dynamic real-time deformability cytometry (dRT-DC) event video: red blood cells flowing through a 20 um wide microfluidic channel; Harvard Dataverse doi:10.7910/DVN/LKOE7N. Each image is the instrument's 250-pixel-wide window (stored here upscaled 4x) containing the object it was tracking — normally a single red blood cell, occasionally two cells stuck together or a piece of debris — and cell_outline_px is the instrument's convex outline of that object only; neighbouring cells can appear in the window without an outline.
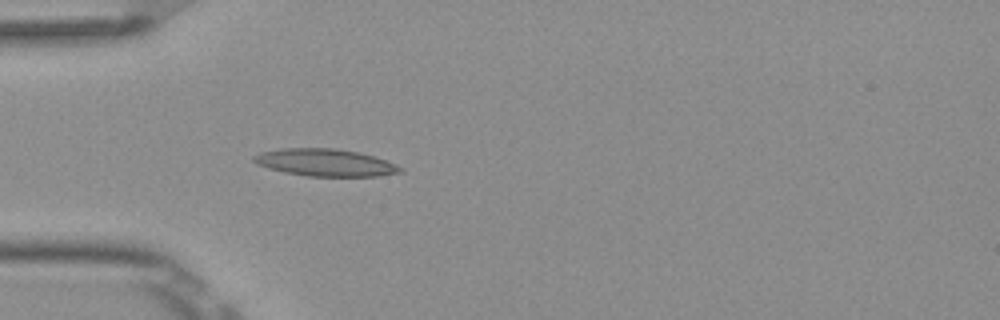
{"species": "Egyptian fruit bat (a non-hibernating species)", "species_latin": "Rousettus aegyptiacus", "temperature_condition": "room temperature", "stored_images_in_passage": 4, "camera_frame_rate_fps": 3000, "um_per_image_px": 0.085, "frame": {"image": 1, "passage_image": 4, "time_ms": 1.0, "image_size_px": [1000, 320], "cell_outline_px": [[404, 172], [380, 176], [308, 176], [284, 172], [268, 168], [256, 164], [252, 160], [252, 156], [260, 152], [280, 148], [336, 148], [360, 152], [396, 164], [404, 168]], "centroid_in_image_um": [27.64, 13.81], "position_along_channel_um": 57.4, "area_um2": 23.47}}